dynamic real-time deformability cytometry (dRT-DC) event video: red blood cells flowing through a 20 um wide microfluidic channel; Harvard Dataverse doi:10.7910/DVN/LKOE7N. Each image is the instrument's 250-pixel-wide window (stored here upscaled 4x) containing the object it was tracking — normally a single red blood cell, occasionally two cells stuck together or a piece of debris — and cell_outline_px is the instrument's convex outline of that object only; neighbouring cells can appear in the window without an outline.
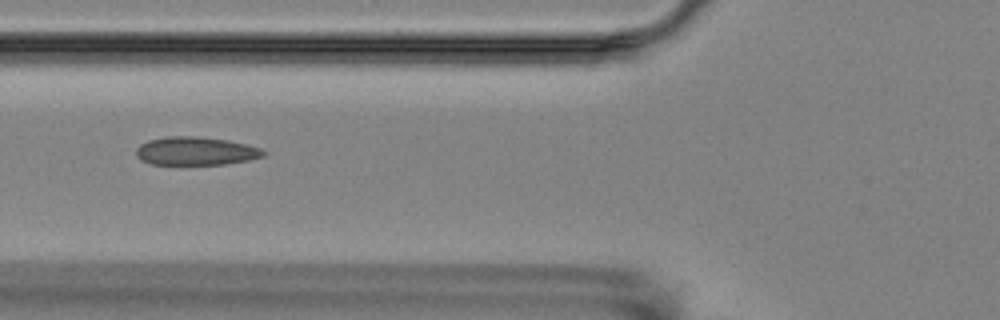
{"species": "Egyptian fruit bat (a non-hibernating species)", "species_latin": "Rousettus aegyptiacus", "temperature_condition": "room temperature", "stored_images_in_passage": 13, "segment_of_instrument_passage": [1, 2], "camera_frame_rate_fps": 3000, "um_per_image_px": 0.085, "animal": {"sex": "female"}, "frame": {"image": 1, "passage_image": 2, "time_ms": 1.0, "image_size_px": [1000, 320], "cell_outline_px": [[268, 152], [264, 156], [248, 160], [224, 164], [152, 164], [140, 160], [136, 156], [136, 148], [140, 144], [148, 140], [168, 136], [196, 136], [228, 140], [260, 148]], "centroid_in_image_um": [16.62, 12.83], "position_along_channel_um": 109.2, "area_um2": 20.98}}
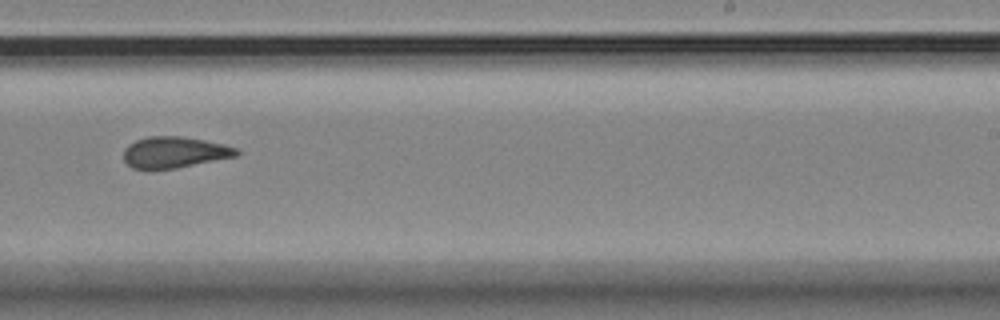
{"frame": {"image": 2, "passage_image": 6, "time_ms": 5.667, "image_size_px": [1000, 320], "cell_outline_px": [[240, 152], [236, 156], [176, 168], [132, 168], [124, 160], [124, 148], [128, 144], [136, 140], [148, 136], [180, 136], [204, 140], [224, 144], [236, 148]], "centroid_in_image_um": [14.82, 12.93], "position_along_channel_um": 274.2, "area_um2": 20.29}}
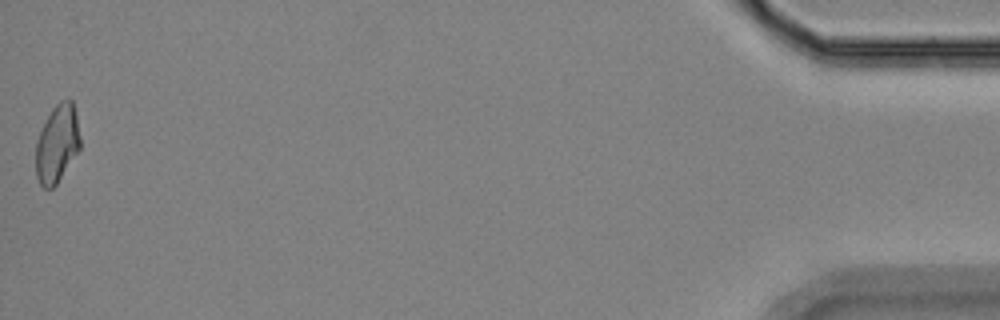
{"frame": {"image": 3, "passage_image": 12, "time_ms": 12.667, "image_size_px": [1000, 320], "cell_outline_px": [[80, 148], [56, 184], [52, 188], [44, 188], [40, 184], [36, 176], [36, 140], [52, 108], [60, 100], [68, 96], [72, 100], [76, 112], [80, 136]], "centroid_in_image_um": [4.86, 12.17], "position_along_channel_um": 430.3, "area_um2": 20.11}}